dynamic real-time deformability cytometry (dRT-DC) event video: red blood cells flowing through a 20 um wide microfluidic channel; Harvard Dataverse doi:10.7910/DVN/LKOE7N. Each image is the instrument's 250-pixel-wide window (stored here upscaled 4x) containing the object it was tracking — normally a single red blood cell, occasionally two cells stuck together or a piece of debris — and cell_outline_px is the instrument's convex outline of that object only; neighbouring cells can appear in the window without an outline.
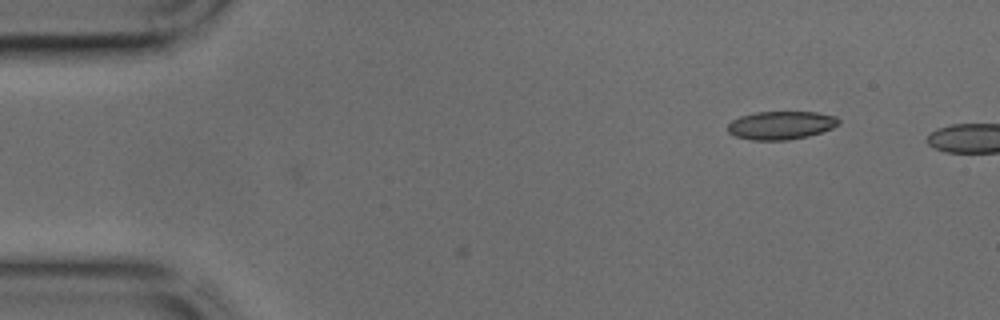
{"species": "common noctule bat (a hibernating species)", "species_latin": "Nyctalus noctula", "temperature_condition": "cold", "stored_images_in_passage": 3, "camera_frame_rate_fps": 3000, "um_per_image_px": 0.085, "animal": {"sex": "male", "body_mass_g": 17.9, "forearm_length_mm": 54.2}, "frame": {"image": 1, "passage_image": 3, "time_ms": 0.667, "image_size_px": [1000, 320], "cell_outline_px": [[840, 124], [832, 128], [808, 136], [788, 140], [752, 140], [736, 136], [728, 132], [728, 124], [732, 120], [740, 116], [756, 112], [816, 112], [836, 116], [840, 120]], "centroid_in_image_um": [66.39, 10.64], "position_along_channel_um": 18.6, "area_um2": 18.26}}